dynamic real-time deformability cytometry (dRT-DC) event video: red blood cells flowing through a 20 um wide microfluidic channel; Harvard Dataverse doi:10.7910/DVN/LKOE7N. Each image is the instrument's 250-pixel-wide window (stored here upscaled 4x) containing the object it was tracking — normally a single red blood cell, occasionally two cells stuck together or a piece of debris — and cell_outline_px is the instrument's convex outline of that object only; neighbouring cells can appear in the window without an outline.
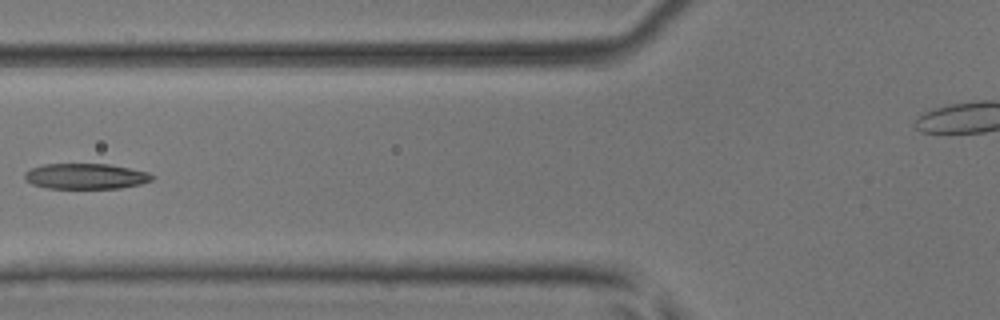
{"species": "common noctule bat (a hibernating species)", "species_latin": "Nyctalus noctula", "temperature_condition": "room temperature", "stored_images_in_passage": 7, "segment_of_instrument_passage": [1, 2], "camera_frame_rate_fps": 3000, "um_per_image_px": 0.085, "animal": {"sex": "male", "body_mass_g": 17.9, "forearm_length_mm": 54.2}, "frame": {"image": 1, "passage_image": 5, "time_ms": 1.333, "image_size_px": [1000, 320], "cell_outline_px": [[156, 176], [152, 180], [140, 184], [120, 188], [48, 188], [32, 184], [24, 180], [24, 172], [32, 168], [44, 164], [108, 164], [148, 172]], "centroid_in_image_um": [7.28, 14.98], "position_along_channel_um": 118.5, "area_um2": 18.96}}
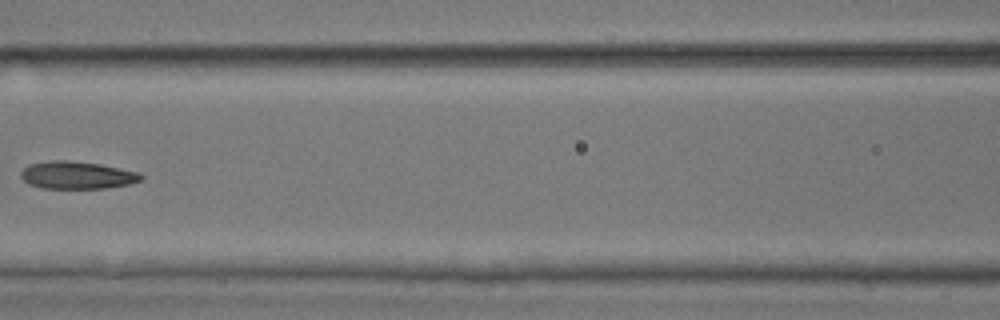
{"frame": {"image": 2, "passage_image": 6, "time_ms": 1.667, "image_size_px": [1000, 320], "cell_outline_px": [[144, 176], [140, 180], [128, 184], [104, 188], [44, 188], [28, 184], [20, 176], [20, 172], [28, 164], [52, 160], [68, 160], [100, 164], [140, 172]], "centroid_in_image_um": [6.53, 14.88], "position_along_channel_um": 160.1, "area_um2": 19.25}}